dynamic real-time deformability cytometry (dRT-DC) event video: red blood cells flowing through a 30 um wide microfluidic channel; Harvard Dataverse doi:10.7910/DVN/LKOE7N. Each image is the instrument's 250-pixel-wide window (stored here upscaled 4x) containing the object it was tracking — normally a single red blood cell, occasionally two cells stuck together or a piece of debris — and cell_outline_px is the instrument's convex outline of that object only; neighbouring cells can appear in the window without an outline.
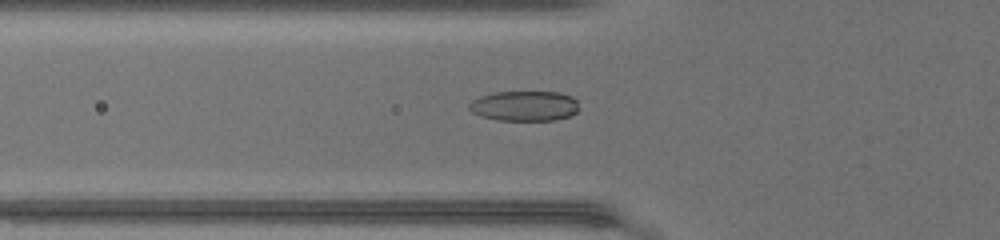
{"species": "common noctule bat (a hibernating species)", "species_latin": "Nyctalus noctula", "temperature_condition": "warm", "stored_images_in_passage": 49, "camera_frame_rate_fps": 3000, "um_per_image_px": 0.085, "animal": {"sex": "female", "body_mass_g": 17.0, "forearm_length_mm": 48.0}, "frame": {"image": 1, "passage_image": 19, "time_ms": 6.0, "image_size_px": [1000, 240], "cell_outline_px": [[580, 108], [576, 112], [568, 116], [552, 120], [496, 120], [480, 116], [472, 112], [468, 108], [468, 104], [472, 100], [480, 96], [496, 92], [560, 92], [572, 96], [576, 100]], "centroid_in_image_um": [44.57, 9.0], "position_along_channel_um": 81.2, "area_um2": 19.36}}
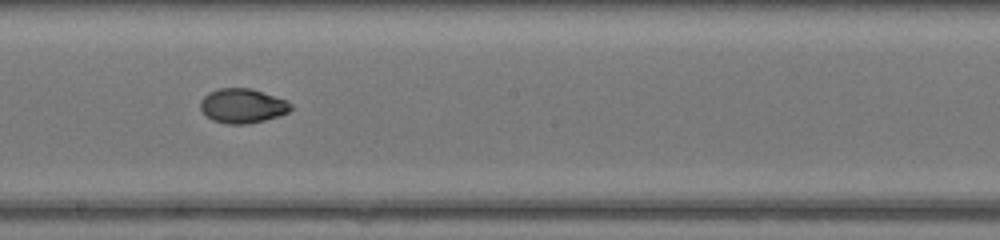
{"frame": {"image": 2, "passage_image": 29, "time_ms": 9.333, "image_size_px": [1000, 240], "cell_outline_px": [[292, 108], [288, 112], [264, 120], [248, 124], [228, 124], [212, 120], [200, 108], [200, 100], [208, 92], [220, 88], [252, 88], [288, 100], [292, 104]], "centroid_in_image_um": [20.62, 8.98], "position_along_channel_um": 227.6, "area_um2": 18.21}}
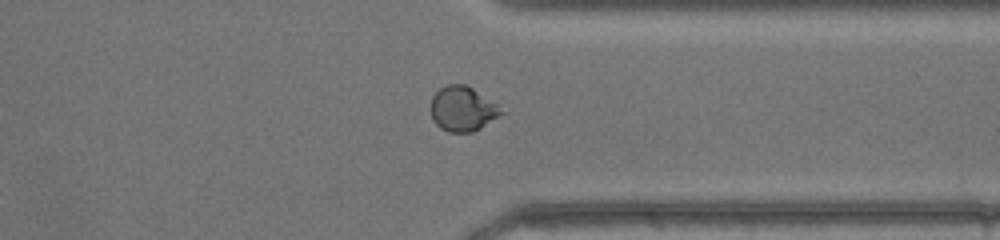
{"frame": {"image": 3, "passage_image": 39, "time_ms": 12.667, "image_size_px": [1000, 240], "cell_outline_px": [[504, 112], [480, 128], [472, 132], [448, 132], [440, 128], [432, 120], [432, 96], [440, 88], [448, 84], [464, 84], [472, 88], [496, 104]], "centroid_in_image_um": [39.29, 9.26], "position_along_channel_um": 372.1, "area_um2": 18.03}, "authors_computed_cell_mechanics": {"area_um2": 18.7272, "velocity_mm_per_s": 4.3719, "shape_relaxation_time_tau1_ms": 6.4589, "shape_relaxation_time_tau2_ms": 0.8457, "deformation_change_tau1": 0.2336, "deformation_change_tau2": 0.0345}}